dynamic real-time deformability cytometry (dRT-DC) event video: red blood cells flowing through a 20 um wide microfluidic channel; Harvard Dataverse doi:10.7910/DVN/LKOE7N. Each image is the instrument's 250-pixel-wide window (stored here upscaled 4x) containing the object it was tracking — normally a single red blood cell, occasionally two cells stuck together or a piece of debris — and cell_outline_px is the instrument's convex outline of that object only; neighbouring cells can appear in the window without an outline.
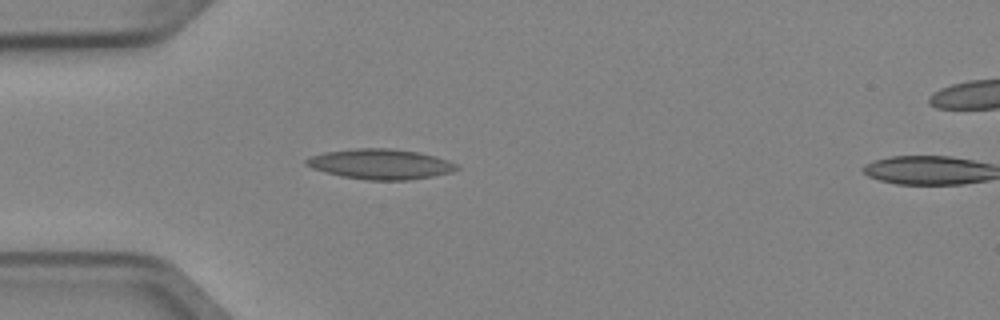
{"species": "Egyptian fruit bat (a non-hibernating species)", "species_latin": "Rousettus aegyptiacus", "temperature_condition": "cold", "stored_images_in_passage": 5, "camera_frame_rate_fps": 3000, "um_per_image_px": 0.085, "animal": {"sex": "female"}, "frame": {"image": 1, "passage_image": 4, "time_ms": 1.0, "image_size_px": [1000, 320], "cell_outline_px": [[460, 168], [452, 172], [432, 176], [408, 180], [364, 180], [340, 176], [324, 172], [312, 168], [304, 164], [304, 160], [312, 156], [324, 152], [356, 148], [392, 148], [420, 152], [436, 156], [448, 160], [456, 164]], "centroid_in_image_um": [32.34, 13.95], "position_along_channel_um": 52.7, "area_um2": 26.7}}